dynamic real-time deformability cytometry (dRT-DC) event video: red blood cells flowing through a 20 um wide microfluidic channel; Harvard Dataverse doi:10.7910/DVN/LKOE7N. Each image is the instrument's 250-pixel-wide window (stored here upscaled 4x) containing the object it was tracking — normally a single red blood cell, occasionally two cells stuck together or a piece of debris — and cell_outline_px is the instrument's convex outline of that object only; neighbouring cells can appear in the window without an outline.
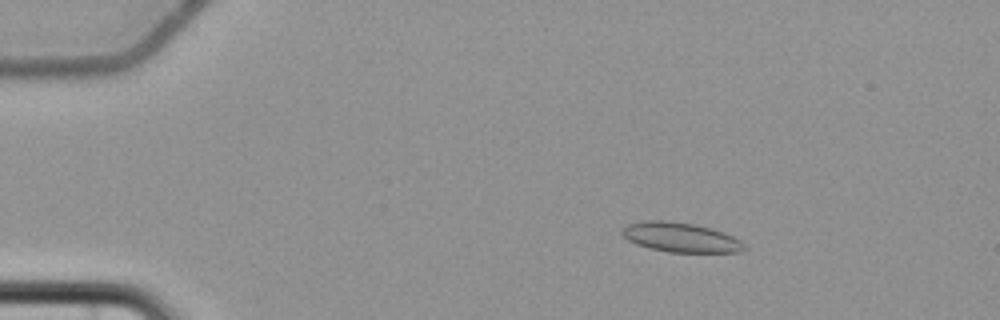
{"species": "common noctule bat (a hibernating species)", "species_latin": "Nyctalus noctula", "temperature_condition": "cold", "stored_images_in_passage": 4, "camera_frame_rate_fps": 3000, "um_per_image_px": 0.085, "animal": {"sex": "female", "body_mass_g": 22.7, "forearm_length_mm": 54.2}, "frame": {"image": 1, "passage_image": 2, "time_ms": 2.333, "image_size_px": [1000, 320], "cell_outline_px": [[748, 248], [740, 252], [668, 252], [648, 248], [636, 244], [628, 240], [620, 232], [628, 224], [644, 220], [668, 220], [696, 224], [712, 228], [724, 232], [740, 240]], "centroid_in_image_um": [57.86, 20.17], "position_along_channel_um": 27.1, "area_um2": 21.27}}